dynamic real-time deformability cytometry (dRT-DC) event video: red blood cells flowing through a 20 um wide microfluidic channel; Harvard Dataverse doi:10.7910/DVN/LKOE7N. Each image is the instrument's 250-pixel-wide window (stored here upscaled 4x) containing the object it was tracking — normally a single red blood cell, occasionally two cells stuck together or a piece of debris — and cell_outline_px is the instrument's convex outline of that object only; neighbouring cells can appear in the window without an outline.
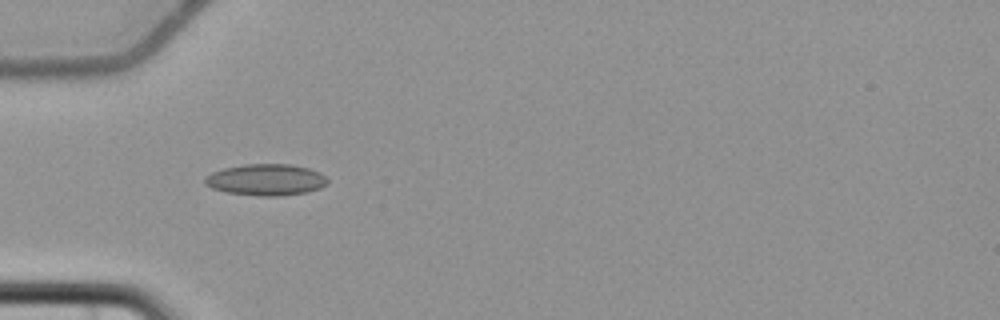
{"species": "common noctule bat (a hibernating species)", "species_latin": "Nyctalus noctula", "temperature_condition": "cold", "stored_images_in_passage": 10, "camera_frame_rate_fps": 3000, "um_per_image_px": 0.085, "animal": {"sex": "female", "body_mass_g": 22.7, "forearm_length_mm": 54.2}, "frame": {"image": 1, "passage_image": 5, "time_ms": 6.0, "image_size_px": [1000, 320], "cell_outline_px": [[328, 184], [320, 188], [308, 192], [280, 196], [256, 196], [228, 192], [212, 188], [204, 184], [204, 176], [212, 172], [224, 168], [244, 164], [292, 164], [308, 168], [320, 172], [328, 180]], "centroid_in_image_um": [22.61, 15.28], "position_along_channel_um": 62.4, "area_um2": 22.66}}
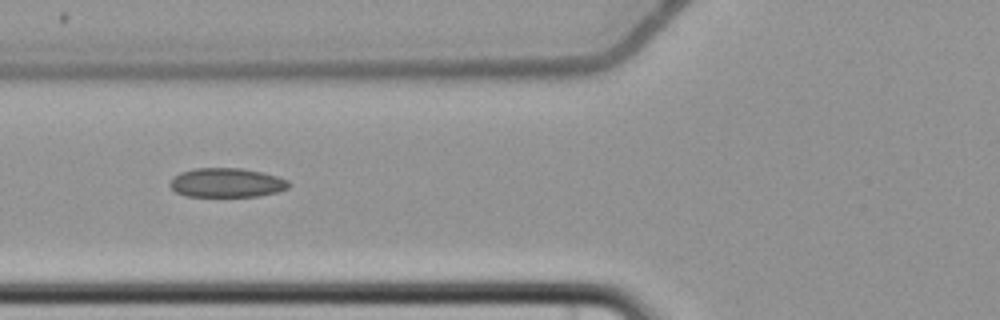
{"frame": {"image": 2, "passage_image": 6, "time_ms": 7.333, "image_size_px": [1000, 320], "cell_outline_px": [[292, 184], [288, 188], [280, 192], [260, 196], [184, 196], [176, 192], [168, 184], [172, 176], [180, 172], [196, 168], [240, 168], [260, 172], [276, 176], [288, 180]], "centroid_in_image_um": [19.26, 15.53], "position_along_channel_um": 106.5, "area_um2": 20.4}}
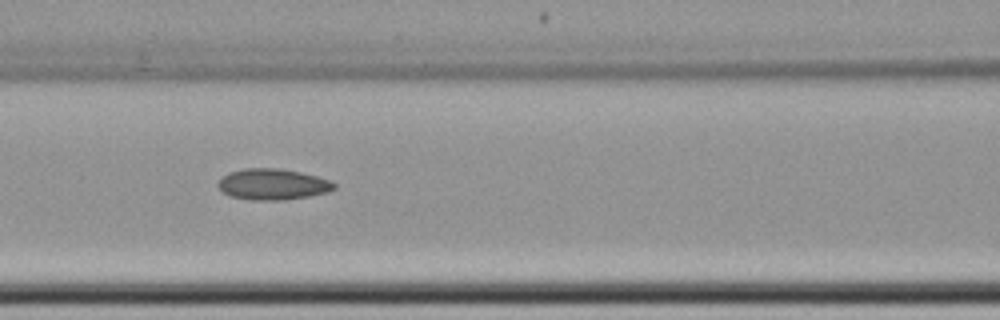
{"frame": {"image": 3, "passage_image": 7, "time_ms": 8.333, "image_size_px": [1000, 320], "cell_outline_px": [[336, 188], [328, 192], [308, 196], [284, 200], [252, 200], [232, 196], [224, 192], [216, 184], [228, 172], [244, 168], [280, 168], [300, 172], [316, 176], [328, 180], [336, 184]], "centroid_in_image_um": [23.19, 15.66], "position_along_channel_um": 143.4, "area_um2": 20.87}}